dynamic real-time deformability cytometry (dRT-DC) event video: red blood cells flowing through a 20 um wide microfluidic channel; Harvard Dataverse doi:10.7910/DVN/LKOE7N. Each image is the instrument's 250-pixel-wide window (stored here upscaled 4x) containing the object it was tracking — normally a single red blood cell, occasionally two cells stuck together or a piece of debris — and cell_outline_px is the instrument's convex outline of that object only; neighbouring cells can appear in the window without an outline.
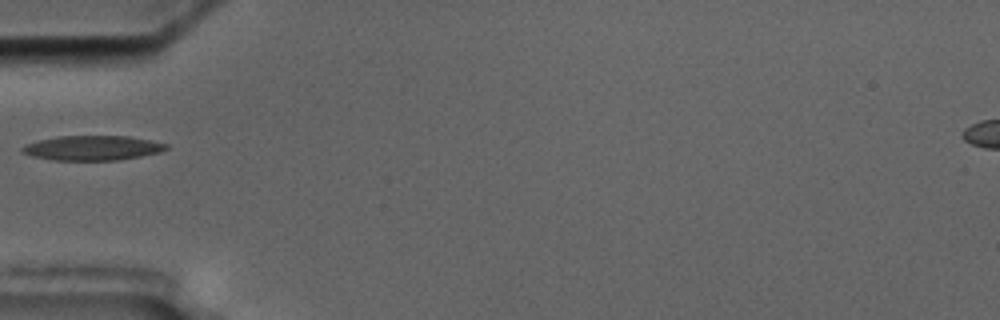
{"species": "common noctule bat (a hibernating species)", "species_latin": "Nyctalus noctula", "temperature_condition": "cold", "stored_images_in_passage": 1, "camera_frame_rate_fps": 3000, "um_per_image_px": 0.085, "animal": {"sex": "male", "body_mass_g": 17.5, "forearm_length_mm": 52.3}, "frame": {"image": 1, "passage_image": 1, "time_ms": 0.0, "image_size_px": [1000, 320], "cell_outline_px": [[168, 148], [160, 152], [120, 160], [52, 160], [32, 156], [20, 152], [20, 148], [36, 140], [60, 136], [128, 136], [152, 140], [168, 144]], "centroid_in_image_um": [7.85, 12.57], "position_along_channel_um": 77.1, "area_um2": 20.81}}